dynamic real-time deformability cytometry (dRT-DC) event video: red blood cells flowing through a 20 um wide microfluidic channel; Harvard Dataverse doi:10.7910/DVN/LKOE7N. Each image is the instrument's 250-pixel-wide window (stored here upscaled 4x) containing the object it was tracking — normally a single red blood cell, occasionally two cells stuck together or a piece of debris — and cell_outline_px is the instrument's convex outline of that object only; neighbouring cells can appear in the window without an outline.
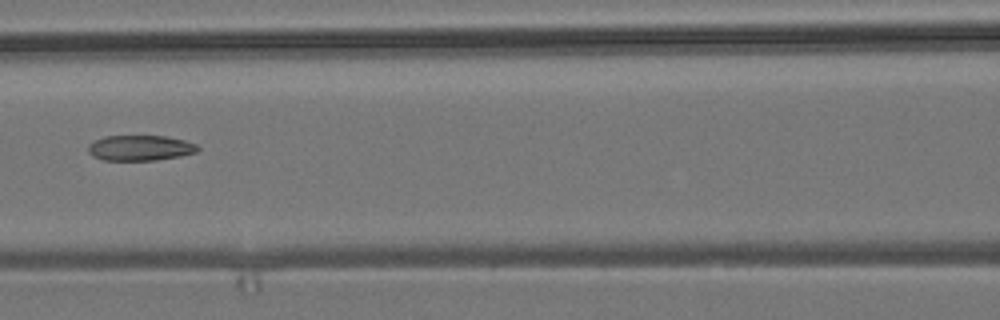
{"species": "common noctule bat (a hibernating species)", "species_latin": "Nyctalus noctula", "temperature_condition": "room temperature", "stored_images_in_passage": 7, "camera_frame_rate_fps": 3000, "um_per_image_px": 0.085, "animal": {"sex": "male", "body_mass_g": 19.2, "forearm_length_mm": 51.8}, "frame": {"image": 1, "passage_image": 7, "time_ms": 7.0, "image_size_px": [1000, 320], "cell_outline_px": [[200, 148], [196, 152], [180, 156], [156, 160], [104, 160], [92, 156], [88, 152], [88, 144], [104, 136], [164, 136], [184, 140], [196, 144]], "centroid_in_image_um": [11.9, 12.57], "position_along_channel_um": 154.7, "area_um2": 16.18}}